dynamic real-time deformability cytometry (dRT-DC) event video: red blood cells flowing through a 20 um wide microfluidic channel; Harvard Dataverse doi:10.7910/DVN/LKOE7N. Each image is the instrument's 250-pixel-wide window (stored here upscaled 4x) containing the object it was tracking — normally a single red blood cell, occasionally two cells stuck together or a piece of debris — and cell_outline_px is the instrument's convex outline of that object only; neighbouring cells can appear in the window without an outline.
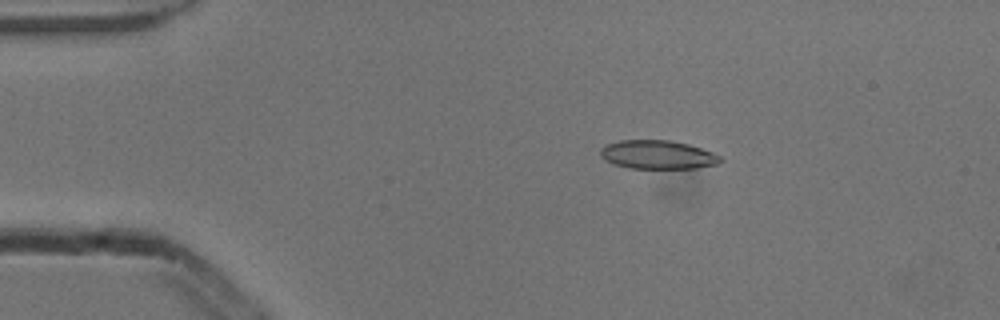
{"species": "common noctule bat (a hibernating species)", "species_latin": "Nyctalus noctula", "temperature_condition": "cold", "stored_images_in_passage": 44, "camera_frame_rate_fps": 3000, "um_per_image_px": 0.085, "animal": {"sex": "male", "body_mass_g": 13.3}, "frame": {"image": 1, "passage_image": 1, "time_ms": 0.0, "image_size_px": [1000, 320], "cell_outline_px": [[724, 160], [720, 164], [696, 168], [628, 168], [612, 164], [604, 160], [600, 156], [600, 148], [608, 144], [620, 140], [672, 140], [688, 144], [712, 152], [720, 156]], "centroid_in_image_um": [55.9, 13.15], "position_along_channel_um": 29.1, "area_um2": 20.23}}
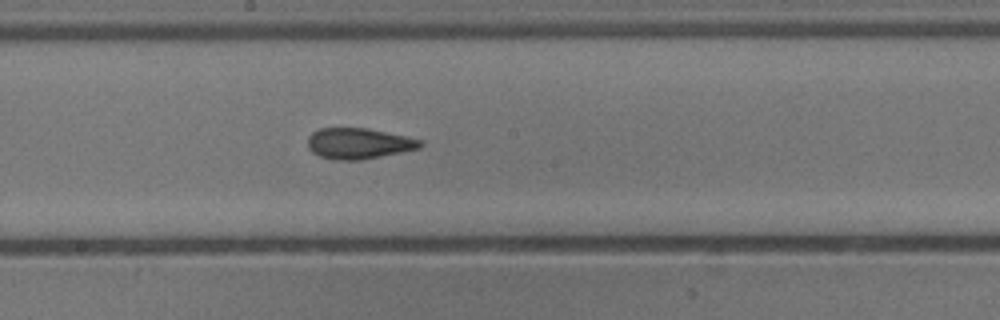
{"frame": {"image": 2, "passage_image": 20, "time_ms": 6.333, "image_size_px": [1000, 320], "cell_outline_px": [[424, 144], [420, 148], [360, 160], [332, 160], [320, 156], [312, 152], [308, 148], [308, 136], [312, 132], [320, 128], [368, 128], [408, 136], [424, 140]], "centroid_in_image_um": [30.5, 12.19], "position_along_channel_um": 217.7, "area_um2": 20.4}}
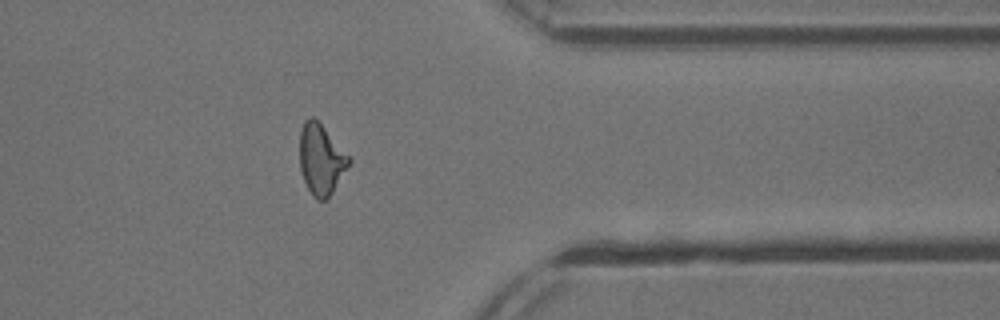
{"frame": {"image": 3, "passage_image": 34, "time_ms": 11.0, "image_size_px": [1000, 320], "cell_outline_px": [[352, 160], [332, 192], [324, 200], [320, 200], [312, 196], [304, 180], [300, 168], [300, 132], [304, 120], [312, 116], [324, 128]], "centroid_in_image_um": [27.27, 13.55], "position_along_channel_um": 384.1, "area_um2": 19.71}, "authors_computed_cell_mechanics": {"area_um2": 20.3456, "velocity_mm_per_s": 3.8526, "shape_relaxation_time_tau1_ms": 7.0956, "shape_relaxation_time_tau2_ms": 1.9213, "deformation_change_tau1": 0.1781, "deformation_change_tau2": 0.0943}}